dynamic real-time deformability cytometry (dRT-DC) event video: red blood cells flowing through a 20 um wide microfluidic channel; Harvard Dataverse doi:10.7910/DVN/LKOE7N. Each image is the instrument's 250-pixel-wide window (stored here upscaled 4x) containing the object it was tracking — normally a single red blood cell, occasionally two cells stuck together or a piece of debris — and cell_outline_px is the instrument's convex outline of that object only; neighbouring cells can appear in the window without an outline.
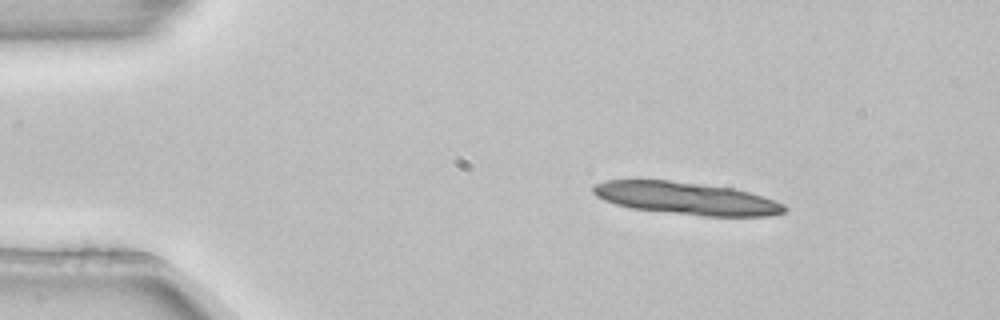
{"species": "common noctule bat (a hibernating species)", "species_latin": "Nyctalus noctula", "temperature_condition": "room temperature", "stored_images_in_passage": 3, "camera_frame_rate_fps": 3000, "um_per_image_px": 0.085, "animal": {"sex": "female", "body_mass_g": 22.7, "forearm_length_mm": 54.2}, "frame": {"image": 1, "passage_image": 1, "time_ms": 0.0, "image_size_px": [1000, 320], "cell_outline_px": [[788, 208], [784, 212], [768, 216], [704, 216], [632, 208], [616, 204], [604, 200], [596, 196], [592, 192], [592, 184], [604, 180], [668, 180], [732, 188], [748, 192], [784, 204]], "centroid_in_image_um": [58.28, 16.85], "position_along_channel_um": 26.7, "area_um2": 35.84}}